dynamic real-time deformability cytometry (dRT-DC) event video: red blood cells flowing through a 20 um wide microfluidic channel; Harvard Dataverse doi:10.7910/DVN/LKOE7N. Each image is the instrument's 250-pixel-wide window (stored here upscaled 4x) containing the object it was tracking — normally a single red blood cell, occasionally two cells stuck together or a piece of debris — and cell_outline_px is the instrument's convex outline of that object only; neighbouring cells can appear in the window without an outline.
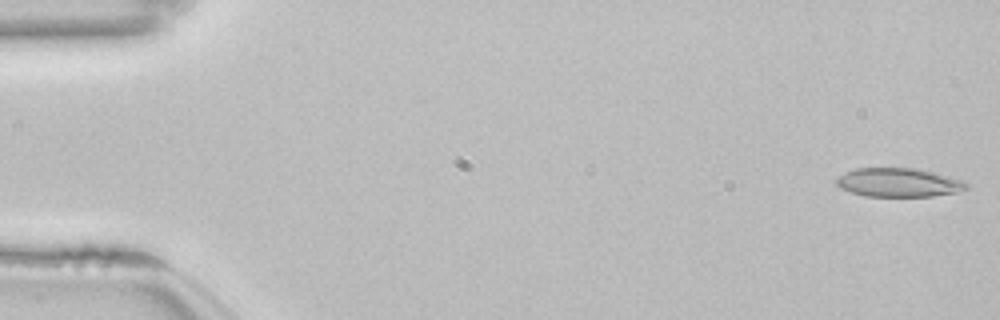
{"species": "common noctule bat (a hibernating species)", "species_latin": "Nyctalus noctula", "temperature_condition": "room temperature", "stored_images_in_passage": 53, "camera_frame_rate_fps": 3000, "um_per_image_px": 0.085, "animal": {"sex": "female", "body_mass_g": 22.7, "forearm_length_mm": 54.2}, "frame": {"image": 1, "passage_image": 1, "time_ms": 0.0, "image_size_px": [1000, 320], "cell_outline_px": [[968, 188], [956, 192], [932, 196], [864, 196], [840, 188], [836, 184], [836, 176], [856, 168], [916, 168], [964, 180], [968, 184]], "centroid_in_image_um": [76.36, 15.51], "position_along_channel_um": 8.6, "area_um2": 21.79}}
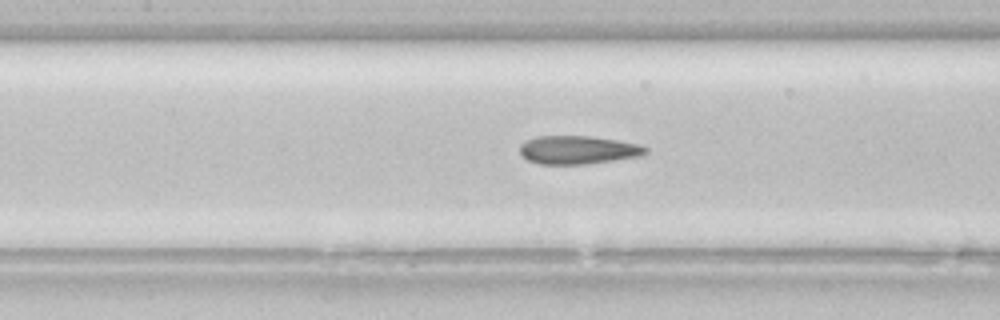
{"frame": {"image": 2, "passage_image": 24, "time_ms": 7.667, "image_size_px": [1000, 320], "cell_outline_px": [[648, 152], [644, 156], [584, 164], [540, 164], [528, 160], [520, 152], [520, 144], [536, 136], [592, 136], [640, 144], [648, 148]], "centroid_in_image_um": [49.18, 12.74], "position_along_channel_um": 158.2, "area_um2": 20.81}}
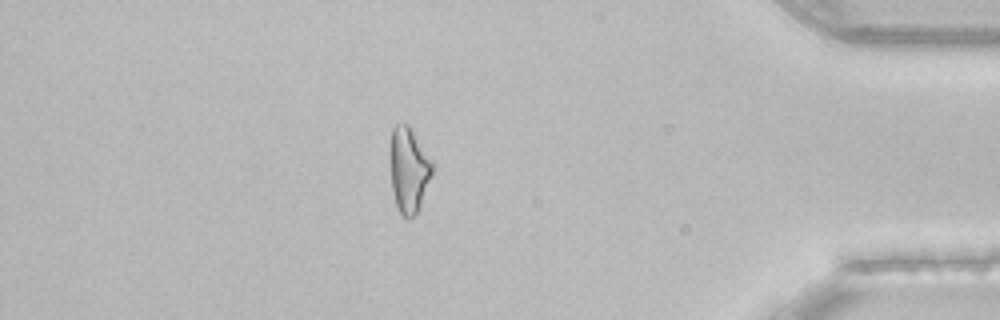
{"frame": {"image": 3, "passage_image": 46, "time_ms": 15.0, "image_size_px": [1000, 320], "cell_outline_px": [[436, 168], [420, 204], [416, 212], [408, 220], [400, 212], [396, 204], [392, 192], [388, 156], [388, 148], [392, 128], [396, 124], [408, 124], [436, 164]], "centroid_in_image_um": [34.74, 14.38], "position_along_channel_um": 400.5, "area_um2": 21.73}, "authors_computed_cell_mechanics": {"area_um2": 21.6172, "velocity_mm_per_s": 3.8538, "shape_relaxation_time_tau1_ms": null, "shape_relaxation_time_tau2_ms": 2.059, "deformation_change_tau1": null, "deformation_change_tau2": 0.0998}}